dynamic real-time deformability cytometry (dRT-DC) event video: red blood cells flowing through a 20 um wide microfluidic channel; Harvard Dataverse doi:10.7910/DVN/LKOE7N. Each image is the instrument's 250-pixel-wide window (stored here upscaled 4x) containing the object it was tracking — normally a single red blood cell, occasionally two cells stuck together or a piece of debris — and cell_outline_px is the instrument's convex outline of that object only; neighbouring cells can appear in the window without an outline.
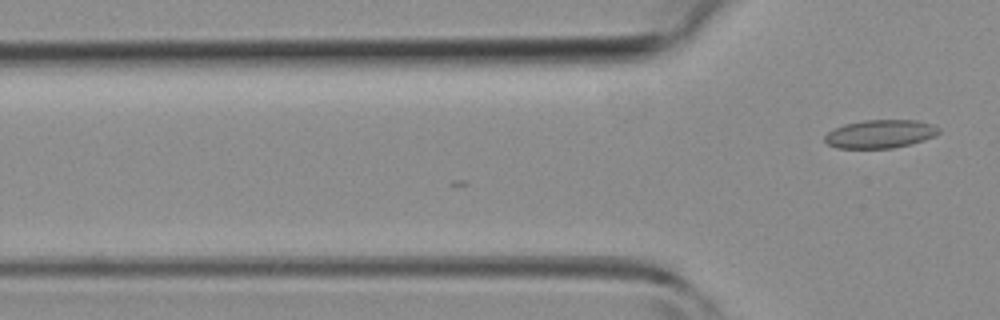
{"species": "common noctule bat (a hibernating species)", "species_latin": "Nyctalus noctula", "temperature_condition": "room temperature", "stored_images_in_passage": 5, "camera_frame_rate_fps": 3000, "um_per_image_px": 0.085, "animal": {"sex": "female", "body_mass_g": 19.3, "forearm_length_mm": 54.1}, "frame": {"image": 1, "passage_image": 5, "time_ms": 1.333, "image_size_px": [1000, 320], "cell_outline_px": [[940, 132], [936, 136], [924, 140], [892, 148], [836, 148], [828, 144], [824, 140], [824, 136], [828, 132], [844, 124], [864, 120], [916, 120], [932, 124], [940, 128]], "centroid_in_image_um": [74.83, 11.38], "position_along_channel_um": 51.0, "area_um2": 18.79}}